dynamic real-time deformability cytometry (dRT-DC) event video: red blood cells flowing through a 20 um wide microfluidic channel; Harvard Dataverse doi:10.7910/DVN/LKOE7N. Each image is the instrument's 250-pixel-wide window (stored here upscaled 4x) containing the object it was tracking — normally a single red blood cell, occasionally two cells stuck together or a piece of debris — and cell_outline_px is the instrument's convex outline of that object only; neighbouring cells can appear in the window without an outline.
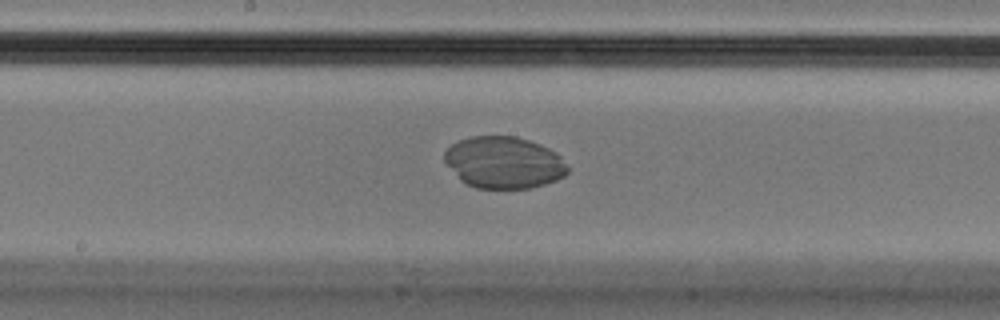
{"species": "Egyptian fruit bat (a non-hibernating species)", "species_latin": "Rousettus aegyptiacus", "temperature_condition": "cold", "stored_images_in_passage": 46, "camera_frame_rate_fps": 3000, "um_per_image_px": 0.085, "animal": {"sex": "male"}, "frame": {"image": 1, "passage_image": 27, "time_ms": 8.667, "image_size_px": [1000, 320], "cell_outline_px": [[568, 172], [564, 176], [556, 180], [532, 188], [476, 188], [460, 180], [444, 160], [444, 152], [452, 144], [460, 140], [472, 136], [516, 136], [540, 144], [556, 152], [568, 164]], "centroid_in_image_um": [42.85, 13.81], "position_along_channel_um": 205.4, "area_um2": 37.17}}